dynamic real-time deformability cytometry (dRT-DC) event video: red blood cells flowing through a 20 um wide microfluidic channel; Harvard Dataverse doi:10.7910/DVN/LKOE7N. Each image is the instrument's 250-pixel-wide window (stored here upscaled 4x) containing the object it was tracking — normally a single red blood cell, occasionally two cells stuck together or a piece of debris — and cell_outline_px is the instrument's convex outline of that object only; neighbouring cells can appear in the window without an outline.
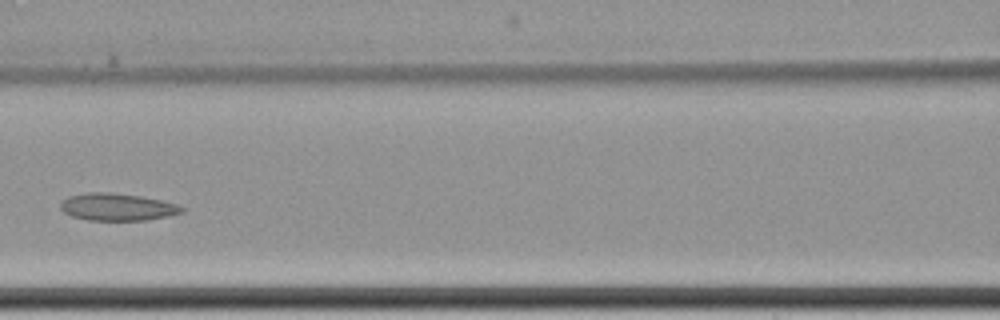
{"species": "common noctule bat (a hibernating species)", "species_latin": "Nyctalus noctula", "temperature_condition": "cold", "stored_images_in_passage": 5, "camera_frame_rate_fps": 3000, "um_per_image_px": 0.085, "animal": {"sex": "female", "body_mass_g": 22.7, "forearm_length_mm": 54.2}, "frame": {"image": 1, "passage_image": 4, "time_ms": 3.667, "image_size_px": [1000, 320], "cell_outline_px": [[184, 212], [168, 216], [148, 220], [88, 220], [72, 216], [64, 212], [60, 208], [60, 204], [68, 196], [88, 192], [112, 192], [140, 196], [160, 200], [176, 204], [184, 208]], "centroid_in_image_um": [9.97, 17.59], "position_along_channel_um": 156.6, "area_um2": 19.25}}
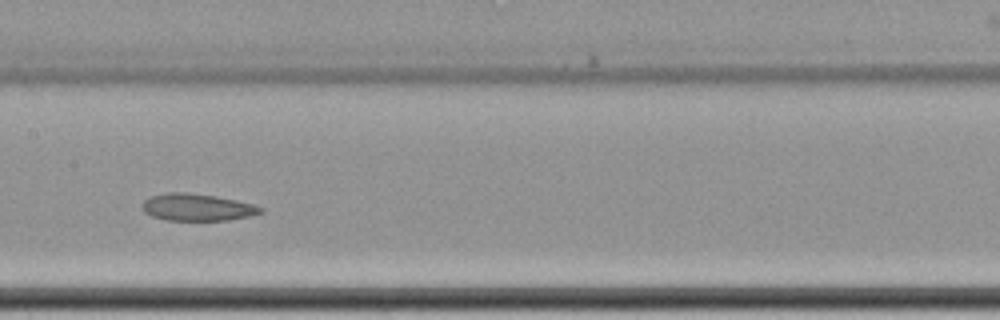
{"frame": {"image": 2, "passage_image": 5, "time_ms": 4.667, "image_size_px": [1000, 320], "cell_outline_px": [[264, 212], [252, 216], [228, 220], [168, 220], [152, 216], [144, 212], [144, 200], [152, 196], [168, 192], [184, 192], [216, 196], [252, 204], [264, 208]], "centroid_in_image_um": [16.8, 17.62], "position_along_channel_um": 190.6, "area_um2": 18.5}}